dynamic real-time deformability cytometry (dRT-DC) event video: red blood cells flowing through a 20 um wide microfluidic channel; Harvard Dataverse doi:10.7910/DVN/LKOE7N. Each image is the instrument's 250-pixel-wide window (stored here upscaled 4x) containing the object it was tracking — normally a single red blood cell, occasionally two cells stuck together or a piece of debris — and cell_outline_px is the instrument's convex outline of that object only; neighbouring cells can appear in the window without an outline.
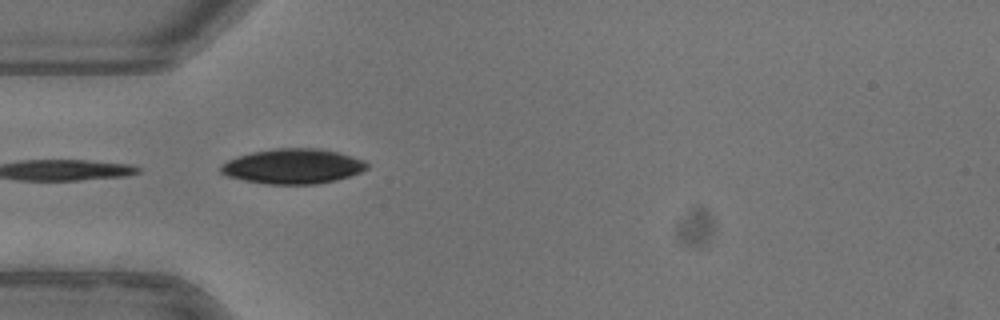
{"species": "common noctule bat (a hibernating species)", "species_latin": "Nyctalus noctula", "temperature_condition": "warm", "stored_images_in_passage": 24, "camera_frame_rate_fps": 3000, "um_per_image_px": 0.085, "animal": {"sex": "female"}, "frame": {"image": 1, "passage_image": 1, "time_ms": 0.0, "image_size_px": [1000, 320], "cell_outline_px": [[368, 168], [360, 172], [336, 180], [316, 184], [268, 184], [244, 180], [228, 176], [220, 172], [220, 164], [228, 160], [252, 152], [272, 148], [316, 148], [336, 152], [364, 160], [368, 164]], "centroid_in_image_um": [24.88, 14.13], "position_along_channel_um": 60.1, "area_um2": 29.59}}